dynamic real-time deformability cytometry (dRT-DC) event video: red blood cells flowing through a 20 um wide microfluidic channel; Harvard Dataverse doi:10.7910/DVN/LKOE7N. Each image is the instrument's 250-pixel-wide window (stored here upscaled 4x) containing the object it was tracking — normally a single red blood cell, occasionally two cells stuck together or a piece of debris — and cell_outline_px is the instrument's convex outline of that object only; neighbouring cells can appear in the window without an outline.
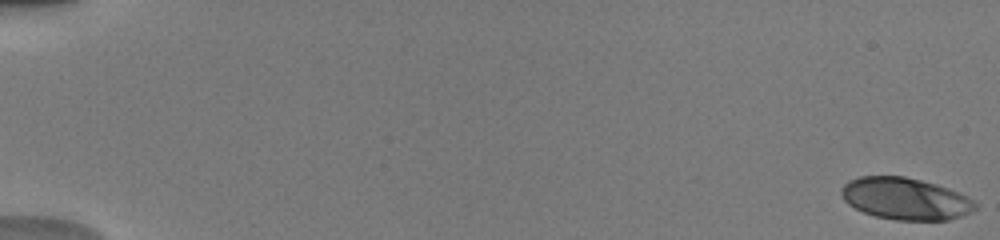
{"species": "human", "species_latin": "Homo sapiens", "temperature_condition": "warm", "stored_images_in_passage": 52, "camera_frame_rate_fps": 3000, "um_per_image_px": 0.085, "donor": {"sex": "male"}, "frame": {"image": 1, "passage_image": 1, "time_ms": 0.0, "image_size_px": [1000, 240], "cell_outline_px": [[976, 208], [972, 212], [948, 220], [896, 220], [876, 216], [864, 212], [848, 204], [844, 200], [840, 192], [840, 188], [848, 180], [860, 176], [904, 176], [936, 184], [960, 192], [972, 200], [976, 204]], "centroid_in_image_um": [76.94, 16.88], "position_along_channel_um": 8.1, "area_um2": 32.71}}
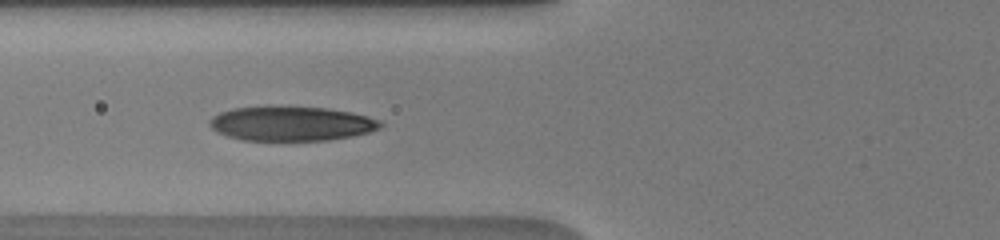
{"frame": {"image": 2, "passage_image": 22, "time_ms": 7.0, "image_size_px": [1000, 240], "cell_outline_px": [[384, 124], [380, 128], [368, 132], [352, 136], [328, 140], [244, 140], [228, 136], [216, 132], [208, 124], [212, 116], [220, 112], [232, 108], [268, 104], [328, 108], [352, 112], [368, 116], [380, 120]], "centroid_in_image_um": [24.74, 10.47], "position_along_channel_um": 101.1, "area_um2": 35.14}}
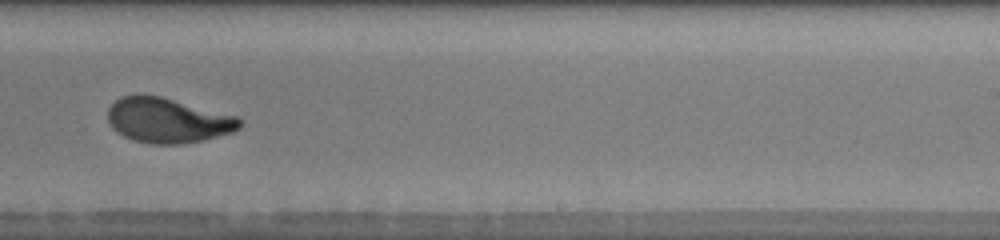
{"frame": {"image": 3, "passage_image": 35, "time_ms": 11.333, "image_size_px": [1000, 240], "cell_outline_px": [[244, 120], [240, 128], [232, 132], [204, 140], [180, 144], [148, 144], [132, 140], [116, 132], [112, 128], [108, 120], [108, 108], [120, 96], [140, 92], [144, 92], [240, 116]], "centroid_in_image_um": [14.26, 10.21], "position_along_channel_um": 274.7, "area_um2": 35.37}, "authors_computed_cell_mechanics": {"area_um2": 34.3621, "velocity_mm_per_s": 4.0044, "shape_relaxation_time_tau1_ms": 2.9879, "shape_relaxation_time_tau2_ms": null, "deformation_change_tau1": 0.1933, "deformation_change_tau2": null}}